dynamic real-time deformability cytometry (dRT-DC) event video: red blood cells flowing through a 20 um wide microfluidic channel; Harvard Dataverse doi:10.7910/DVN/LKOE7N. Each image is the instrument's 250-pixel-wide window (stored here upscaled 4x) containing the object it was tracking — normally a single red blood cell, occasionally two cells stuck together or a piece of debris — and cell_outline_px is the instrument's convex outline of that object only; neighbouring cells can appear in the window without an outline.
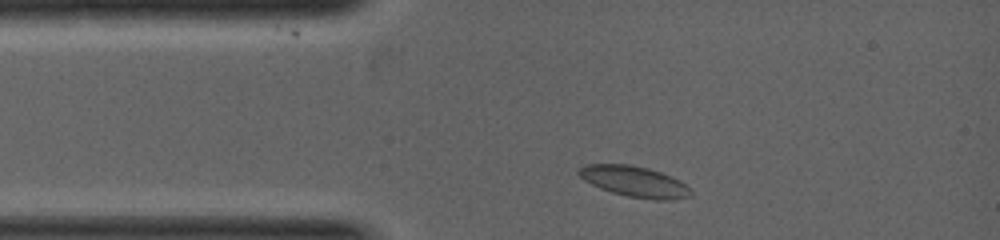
{"species": "common noctule bat (a hibernating species)", "species_latin": "Nyctalus noctula", "temperature_condition": "warm", "stored_images_in_passage": 6, "camera_frame_rate_fps": 5000, "um_per_image_px": 0.085, "animal": {"sex": "female", "body_mass_g": 19.0, "forearm_length_mm": 53.3}, "frame": {"image": 1, "passage_image": 2, "time_ms": 0.4, "image_size_px": [1000, 240], "cell_outline_px": [[692, 192], [688, 196], [672, 200], [656, 200], [628, 196], [612, 192], [600, 188], [584, 180], [576, 172], [580, 168], [588, 164], [628, 164], [648, 168], [660, 172], [680, 180]], "centroid_in_image_um": [53.91, 15.42], "position_along_channel_um": 31.1, "area_um2": 19.83}}
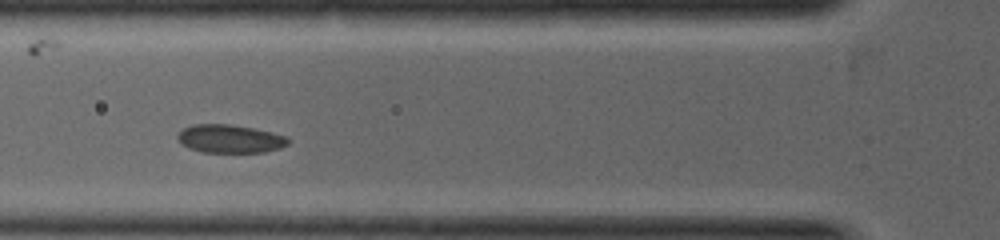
{"frame": {"image": 2, "passage_image": 5, "time_ms": 1.6, "image_size_px": [1000, 240], "cell_outline_px": [[288, 144], [280, 148], [264, 152], [204, 152], [192, 148], [184, 144], [176, 136], [184, 128], [192, 124], [228, 124], [252, 128], [272, 132], [288, 136]], "centroid_in_image_um": [19.59, 11.79], "position_along_channel_um": 106.2, "area_um2": 17.92}}
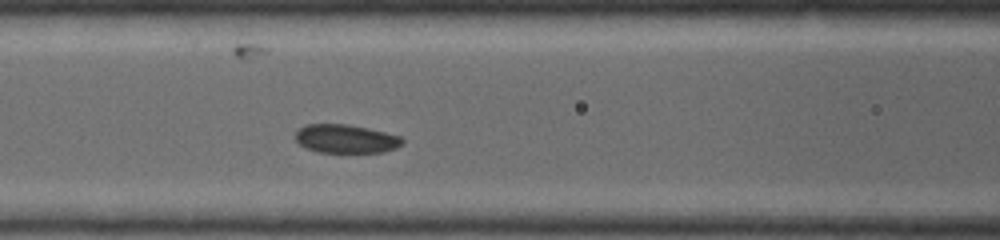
{"frame": {"image": 3, "passage_image": 6, "time_ms": 2.0, "image_size_px": [1000, 240], "cell_outline_px": [[404, 144], [396, 148], [384, 152], [316, 152], [300, 144], [296, 140], [296, 132], [300, 128], [308, 124], [344, 124], [368, 128], [400, 136], [404, 140]], "centroid_in_image_um": [29.43, 11.8], "position_along_channel_um": 137.2, "area_um2": 17.69}}